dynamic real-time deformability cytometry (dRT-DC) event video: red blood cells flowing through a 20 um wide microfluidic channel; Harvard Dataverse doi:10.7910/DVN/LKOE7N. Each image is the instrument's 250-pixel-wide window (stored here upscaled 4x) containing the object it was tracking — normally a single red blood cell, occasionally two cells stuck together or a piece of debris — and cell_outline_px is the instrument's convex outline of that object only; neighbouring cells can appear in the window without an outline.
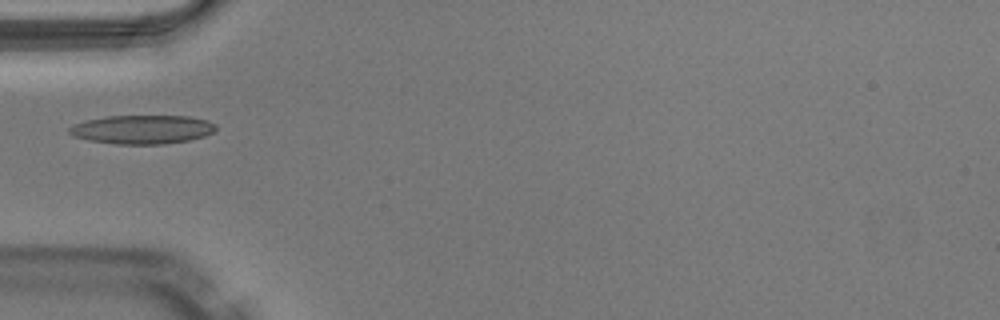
{"species": "Egyptian fruit bat (a non-hibernating species)", "species_latin": "Rousettus aegyptiacus", "temperature_condition": "warm", "stored_images_in_passage": 29, "camera_frame_rate_fps": 3000, "um_per_image_px": 0.085, "animal": {"sex": "male"}, "frame": {"image": 1, "passage_image": 1, "time_ms": 0.0, "image_size_px": [1000, 320], "cell_outline_px": [[216, 128], [212, 132], [204, 136], [188, 140], [164, 144], [116, 144], [88, 140], [72, 136], [68, 132], [68, 128], [72, 124], [84, 120], [108, 116], [188, 116], [208, 120], [216, 124]], "centroid_in_image_um": [12.05, 11.0], "position_along_channel_um": 73.0, "area_um2": 24.74}}
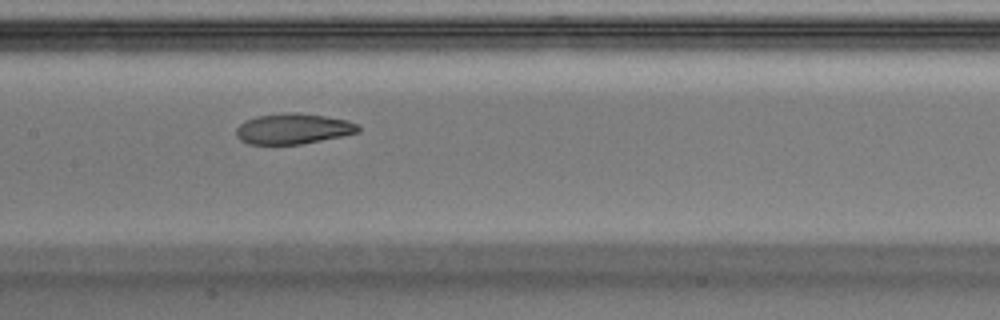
{"frame": {"image": 2, "passage_image": 9, "time_ms": 2.667, "image_size_px": [1000, 320], "cell_outline_px": [[360, 132], [344, 136], [300, 144], [248, 144], [240, 140], [236, 136], [236, 128], [244, 120], [256, 116], [284, 112], [296, 112], [324, 116], [348, 120], [360, 124]], "centroid_in_image_um": [24.93, 10.94], "position_along_channel_um": 182.5, "area_um2": 22.02}}